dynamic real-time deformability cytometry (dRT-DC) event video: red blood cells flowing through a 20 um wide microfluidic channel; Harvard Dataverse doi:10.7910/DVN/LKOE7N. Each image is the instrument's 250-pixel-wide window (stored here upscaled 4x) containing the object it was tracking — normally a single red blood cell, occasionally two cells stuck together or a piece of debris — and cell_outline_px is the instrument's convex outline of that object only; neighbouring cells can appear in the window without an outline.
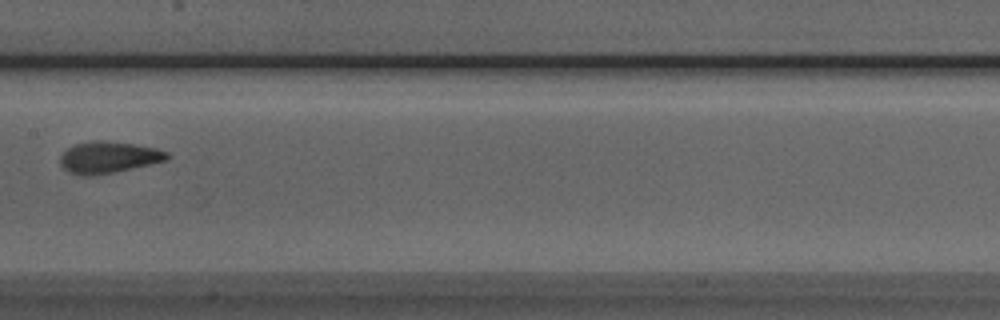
{"species": "Egyptian fruit bat (a non-hibernating species)", "species_latin": "Rousettus aegyptiacus", "temperature_condition": "room temperature", "stored_images_in_passage": 7, "camera_frame_rate_fps": 3000, "um_per_image_px": 0.085, "animal": {"sex": "male"}, "frame": {"image": 1, "passage_image": 7, "time_ms": 6.667, "image_size_px": [1000, 320], "cell_outline_px": [[172, 156], [168, 160], [116, 172], [88, 176], [80, 176], [68, 172], [60, 164], [60, 156], [68, 148], [76, 144], [92, 140], [100, 140], [132, 144], [156, 148], [168, 152]], "centroid_in_image_um": [9.24, 13.38], "position_along_channel_um": 198.2, "area_um2": 19.77}}